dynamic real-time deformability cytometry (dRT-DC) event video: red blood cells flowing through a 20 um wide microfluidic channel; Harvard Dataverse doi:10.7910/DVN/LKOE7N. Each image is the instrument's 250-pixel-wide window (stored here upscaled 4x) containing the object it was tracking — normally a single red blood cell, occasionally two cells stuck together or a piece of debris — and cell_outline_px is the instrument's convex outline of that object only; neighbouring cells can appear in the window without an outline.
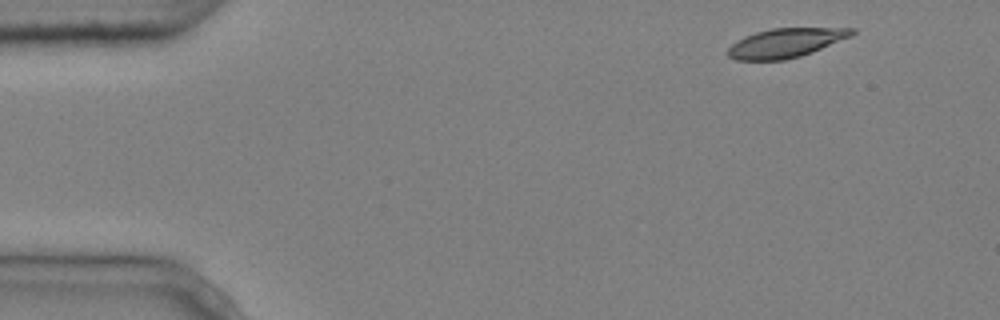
{"species": "common noctule bat (a hibernating species)", "species_latin": "Nyctalus noctula", "temperature_condition": "cold", "stored_images_in_passage": 5, "camera_frame_rate_fps": 3000, "um_per_image_px": 0.085, "animal": {"sex": "male", "body_mass_g": 20.4}, "frame": {"image": 1, "passage_image": 1, "time_ms": 0.0, "image_size_px": [1000, 320], "cell_outline_px": [[856, 32], [852, 36], [812, 52], [800, 56], [784, 60], [736, 60], [728, 56], [728, 48], [732, 44], [744, 36], [756, 32], [772, 28], [856, 28]], "centroid_in_image_um": [66.8, 3.64], "position_along_channel_um": 18.2, "area_um2": 21.04}}
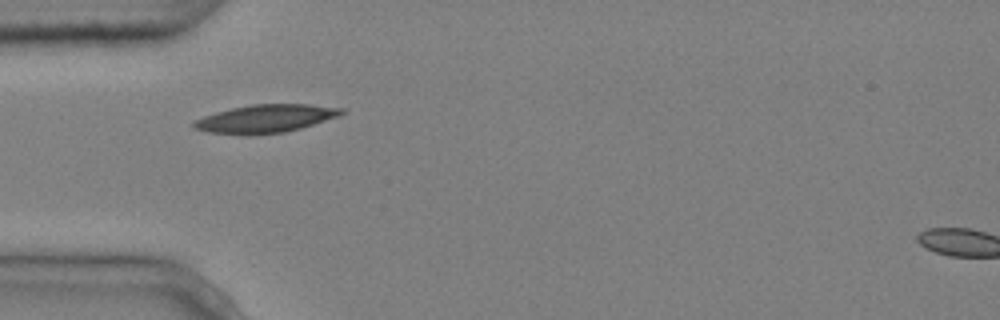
{"frame": {"image": 2, "passage_image": 4, "time_ms": 1.0, "image_size_px": [1000, 320], "cell_outline_px": [[344, 112], [340, 116], [300, 128], [284, 132], [208, 132], [196, 128], [192, 124], [192, 120], [216, 112], [232, 108], [252, 104], [308, 104], [344, 108]], "centroid_in_image_um": [22.63, 10.03], "position_along_channel_um": 62.4, "area_um2": 23.18}}